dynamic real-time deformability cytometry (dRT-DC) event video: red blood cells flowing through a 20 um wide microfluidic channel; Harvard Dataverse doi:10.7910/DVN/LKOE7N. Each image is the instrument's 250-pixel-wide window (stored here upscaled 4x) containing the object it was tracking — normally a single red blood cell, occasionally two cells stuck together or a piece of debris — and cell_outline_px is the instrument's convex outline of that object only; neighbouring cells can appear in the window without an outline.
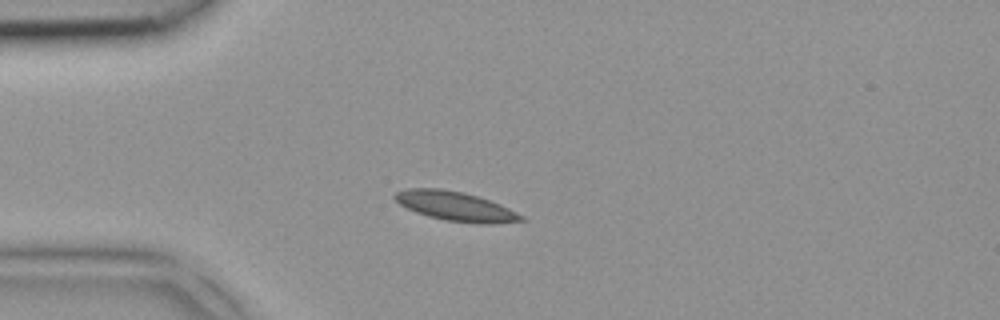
{"species": "common noctule bat (a hibernating species)", "species_latin": "Nyctalus noctula", "temperature_condition": "room temperature", "stored_images_in_passage": 2, "camera_frame_rate_fps": 3000, "um_per_image_px": 0.085, "animal": {"sex": "female", "body_mass_g": 18.4}, "frame": {"image": 1, "passage_image": 1, "time_ms": 0.0, "image_size_px": [1000, 320], "cell_outline_px": [[528, 220], [492, 224], [476, 224], [444, 220], [428, 216], [416, 212], [400, 204], [392, 196], [396, 192], [408, 188], [440, 188], [460, 192], [476, 196], [500, 204], [524, 216]], "centroid_in_image_um": [38.73, 17.55], "position_along_channel_um": 46.3, "area_um2": 21.5}}